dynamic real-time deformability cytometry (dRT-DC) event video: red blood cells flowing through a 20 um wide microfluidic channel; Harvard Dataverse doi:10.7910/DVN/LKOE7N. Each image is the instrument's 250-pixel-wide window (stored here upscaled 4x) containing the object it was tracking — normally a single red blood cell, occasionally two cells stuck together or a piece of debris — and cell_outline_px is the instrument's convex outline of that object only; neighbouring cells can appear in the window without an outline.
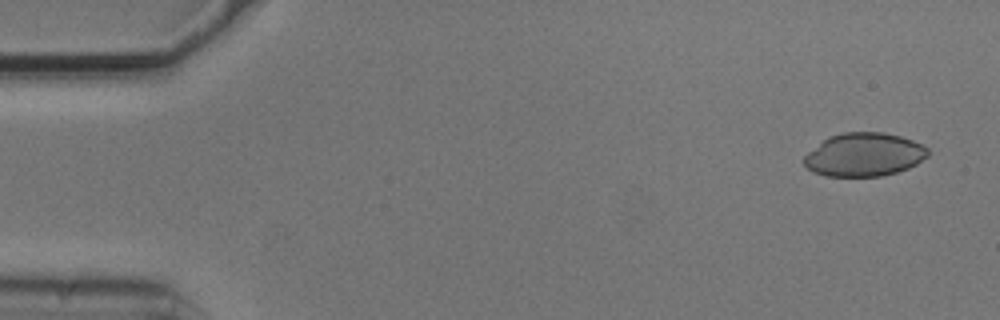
{"species": "common noctule bat (a hibernating species)", "species_latin": "Nyctalus noctula", "temperature_condition": "cold", "stored_images_in_passage": 9, "camera_frame_rate_fps": 3000, "um_per_image_px": 0.085, "animal": {"sex": "male", "body_mass_g": 20.5, "forearm_length_mm": 52.5}, "frame": {"image": 1, "passage_image": 1, "time_ms": 0.0, "image_size_px": [1000, 320], "cell_outline_px": [[928, 156], [916, 164], [908, 168], [896, 172], [880, 176], [824, 176], [812, 172], [804, 164], [804, 156], [808, 152], [824, 140], [832, 136], [844, 132], [884, 132], [900, 136], [912, 140], [928, 148]], "centroid_in_image_um": [73.45, 13.15], "position_along_channel_um": 11.5, "area_um2": 31.15}}